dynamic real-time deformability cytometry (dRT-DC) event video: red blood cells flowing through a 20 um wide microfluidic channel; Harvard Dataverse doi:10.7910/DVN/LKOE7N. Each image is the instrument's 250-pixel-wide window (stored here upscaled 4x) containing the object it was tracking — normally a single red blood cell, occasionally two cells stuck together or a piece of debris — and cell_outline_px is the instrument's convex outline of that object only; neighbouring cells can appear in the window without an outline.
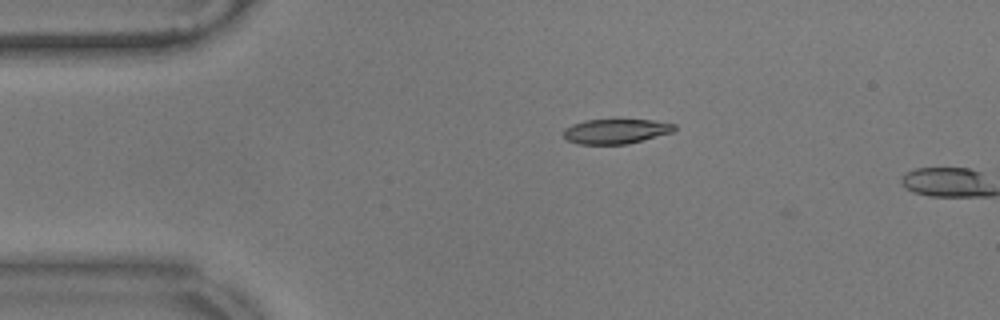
{"species": "common noctule bat (a hibernating species)", "species_latin": "Nyctalus noctula", "temperature_condition": "warm", "stored_images_in_passage": 2, "camera_frame_rate_fps": 3000, "um_per_image_px": 0.085, "animal": {"sex": "male", "body_mass_g": 17.9}, "frame": {"image": 1, "passage_image": 1, "time_ms": 0.0, "image_size_px": [1000, 320], "cell_outline_px": [[676, 128], [672, 132], [644, 140], [628, 144], [576, 144], [568, 140], [564, 136], [564, 128], [572, 124], [584, 120], [652, 120], [676, 124]], "centroid_in_image_um": [52.34, 11.16], "position_along_channel_um": 32.7, "area_um2": 16.01}}